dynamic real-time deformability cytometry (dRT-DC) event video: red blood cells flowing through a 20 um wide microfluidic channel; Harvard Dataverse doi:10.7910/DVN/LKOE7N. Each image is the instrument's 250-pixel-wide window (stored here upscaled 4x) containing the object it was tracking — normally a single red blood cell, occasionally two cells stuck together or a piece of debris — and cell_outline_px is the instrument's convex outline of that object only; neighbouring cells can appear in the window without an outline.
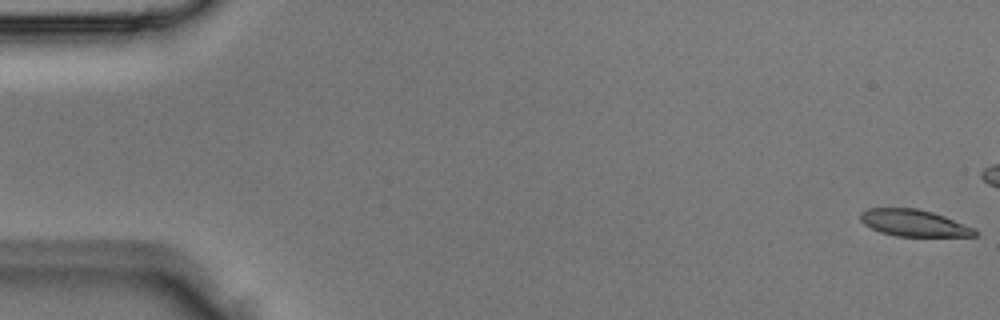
{"species": "Egyptian fruit bat (a non-hibernating species)", "species_latin": "Rousettus aegyptiacus", "temperature_condition": "room temperature", "stored_images_in_passage": 7, "camera_frame_rate_fps": 3000, "um_per_image_px": 0.085, "animal": {"sex": "male"}, "frame": {"image": 1, "passage_image": 1, "time_ms": 0.0, "image_size_px": [1000, 320], "cell_outline_px": [[980, 232], [976, 236], [896, 236], [880, 232], [864, 224], [860, 220], [860, 212], [868, 208], [916, 208], [932, 212], [944, 216], [976, 228]], "centroid_in_image_um": [77.7, 18.95], "position_along_channel_um": 7.3, "area_um2": 17.92}}